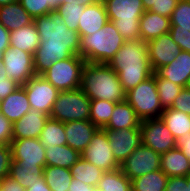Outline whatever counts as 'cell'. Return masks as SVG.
<instances>
[{
	"label": "cell",
	"mask_w": 190,
	"mask_h": 191,
	"mask_svg": "<svg viewBox=\"0 0 190 191\" xmlns=\"http://www.w3.org/2000/svg\"><path fill=\"white\" fill-rule=\"evenodd\" d=\"M40 44L33 55L36 75H42L53 63L80 54L79 33L69 30L55 13L34 18Z\"/></svg>",
	"instance_id": "1"
},
{
	"label": "cell",
	"mask_w": 190,
	"mask_h": 191,
	"mask_svg": "<svg viewBox=\"0 0 190 191\" xmlns=\"http://www.w3.org/2000/svg\"><path fill=\"white\" fill-rule=\"evenodd\" d=\"M108 65L117 73L125 92L154 74L149 60L148 45L141 39L125 41Z\"/></svg>",
	"instance_id": "2"
},
{
	"label": "cell",
	"mask_w": 190,
	"mask_h": 191,
	"mask_svg": "<svg viewBox=\"0 0 190 191\" xmlns=\"http://www.w3.org/2000/svg\"><path fill=\"white\" fill-rule=\"evenodd\" d=\"M80 89L91 100H108L115 103L126 100V92L118 75L108 64L86 62Z\"/></svg>",
	"instance_id": "3"
},
{
	"label": "cell",
	"mask_w": 190,
	"mask_h": 191,
	"mask_svg": "<svg viewBox=\"0 0 190 191\" xmlns=\"http://www.w3.org/2000/svg\"><path fill=\"white\" fill-rule=\"evenodd\" d=\"M80 56L89 63L108 64L125 42L112 21L92 35L81 36Z\"/></svg>",
	"instance_id": "4"
},
{
	"label": "cell",
	"mask_w": 190,
	"mask_h": 191,
	"mask_svg": "<svg viewBox=\"0 0 190 191\" xmlns=\"http://www.w3.org/2000/svg\"><path fill=\"white\" fill-rule=\"evenodd\" d=\"M108 20L115 24L125 41L140 39V18L145 12L142 0H103Z\"/></svg>",
	"instance_id": "5"
},
{
	"label": "cell",
	"mask_w": 190,
	"mask_h": 191,
	"mask_svg": "<svg viewBox=\"0 0 190 191\" xmlns=\"http://www.w3.org/2000/svg\"><path fill=\"white\" fill-rule=\"evenodd\" d=\"M91 99L80 89L59 91L50 118L66 123L89 120Z\"/></svg>",
	"instance_id": "6"
},
{
	"label": "cell",
	"mask_w": 190,
	"mask_h": 191,
	"mask_svg": "<svg viewBox=\"0 0 190 191\" xmlns=\"http://www.w3.org/2000/svg\"><path fill=\"white\" fill-rule=\"evenodd\" d=\"M126 101L141 121L160 118L164 110L160 104L154 74L126 92Z\"/></svg>",
	"instance_id": "7"
},
{
	"label": "cell",
	"mask_w": 190,
	"mask_h": 191,
	"mask_svg": "<svg viewBox=\"0 0 190 191\" xmlns=\"http://www.w3.org/2000/svg\"><path fill=\"white\" fill-rule=\"evenodd\" d=\"M86 61L80 55L56 61L41 76L59 91L80 88L83 67Z\"/></svg>",
	"instance_id": "8"
},
{
	"label": "cell",
	"mask_w": 190,
	"mask_h": 191,
	"mask_svg": "<svg viewBox=\"0 0 190 191\" xmlns=\"http://www.w3.org/2000/svg\"><path fill=\"white\" fill-rule=\"evenodd\" d=\"M83 159L94 164L99 169L109 172L120 168L114 158L109 139L104 129L98 128L85 150L80 153Z\"/></svg>",
	"instance_id": "9"
},
{
	"label": "cell",
	"mask_w": 190,
	"mask_h": 191,
	"mask_svg": "<svg viewBox=\"0 0 190 191\" xmlns=\"http://www.w3.org/2000/svg\"><path fill=\"white\" fill-rule=\"evenodd\" d=\"M142 144L158 154L177 147V141L161 118L141 121Z\"/></svg>",
	"instance_id": "10"
},
{
	"label": "cell",
	"mask_w": 190,
	"mask_h": 191,
	"mask_svg": "<svg viewBox=\"0 0 190 191\" xmlns=\"http://www.w3.org/2000/svg\"><path fill=\"white\" fill-rule=\"evenodd\" d=\"M160 159V154L142 144L120 164V169L132 180L147 173L160 170Z\"/></svg>",
	"instance_id": "11"
},
{
	"label": "cell",
	"mask_w": 190,
	"mask_h": 191,
	"mask_svg": "<svg viewBox=\"0 0 190 191\" xmlns=\"http://www.w3.org/2000/svg\"><path fill=\"white\" fill-rule=\"evenodd\" d=\"M31 109L43 111L50 116L59 90L41 75L31 77L24 85Z\"/></svg>",
	"instance_id": "12"
},
{
	"label": "cell",
	"mask_w": 190,
	"mask_h": 191,
	"mask_svg": "<svg viewBox=\"0 0 190 191\" xmlns=\"http://www.w3.org/2000/svg\"><path fill=\"white\" fill-rule=\"evenodd\" d=\"M2 59L7 76L21 86L36 75L33 55L26 51L9 47L3 53Z\"/></svg>",
	"instance_id": "13"
},
{
	"label": "cell",
	"mask_w": 190,
	"mask_h": 191,
	"mask_svg": "<svg viewBox=\"0 0 190 191\" xmlns=\"http://www.w3.org/2000/svg\"><path fill=\"white\" fill-rule=\"evenodd\" d=\"M109 139L114 158L121 164L138 147L142 145L140 128H124L119 130L104 129Z\"/></svg>",
	"instance_id": "14"
},
{
	"label": "cell",
	"mask_w": 190,
	"mask_h": 191,
	"mask_svg": "<svg viewBox=\"0 0 190 191\" xmlns=\"http://www.w3.org/2000/svg\"><path fill=\"white\" fill-rule=\"evenodd\" d=\"M12 160L22 167L46 166V148L38 138L12 139Z\"/></svg>",
	"instance_id": "15"
},
{
	"label": "cell",
	"mask_w": 190,
	"mask_h": 191,
	"mask_svg": "<svg viewBox=\"0 0 190 191\" xmlns=\"http://www.w3.org/2000/svg\"><path fill=\"white\" fill-rule=\"evenodd\" d=\"M147 45L150 64L154 72L158 68L173 62L177 54L182 51L179 45L172 40L169 33L148 41Z\"/></svg>",
	"instance_id": "16"
},
{
	"label": "cell",
	"mask_w": 190,
	"mask_h": 191,
	"mask_svg": "<svg viewBox=\"0 0 190 191\" xmlns=\"http://www.w3.org/2000/svg\"><path fill=\"white\" fill-rule=\"evenodd\" d=\"M49 117L43 111L30 109L19 120L13 123V139L39 138Z\"/></svg>",
	"instance_id": "17"
},
{
	"label": "cell",
	"mask_w": 190,
	"mask_h": 191,
	"mask_svg": "<svg viewBox=\"0 0 190 191\" xmlns=\"http://www.w3.org/2000/svg\"><path fill=\"white\" fill-rule=\"evenodd\" d=\"M98 127L90 120H78L64 123L66 144L82 153L90 143Z\"/></svg>",
	"instance_id": "18"
},
{
	"label": "cell",
	"mask_w": 190,
	"mask_h": 191,
	"mask_svg": "<svg viewBox=\"0 0 190 191\" xmlns=\"http://www.w3.org/2000/svg\"><path fill=\"white\" fill-rule=\"evenodd\" d=\"M155 78H164L185 88L190 77V53L181 51L170 64L158 68Z\"/></svg>",
	"instance_id": "19"
},
{
	"label": "cell",
	"mask_w": 190,
	"mask_h": 191,
	"mask_svg": "<svg viewBox=\"0 0 190 191\" xmlns=\"http://www.w3.org/2000/svg\"><path fill=\"white\" fill-rule=\"evenodd\" d=\"M108 21L105 4L103 0H98L92 5L85 6L78 23V33L80 37L92 35L102 29Z\"/></svg>",
	"instance_id": "20"
},
{
	"label": "cell",
	"mask_w": 190,
	"mask_h": 191,
	"mask_svg": "<svg viewBox=\"0 0 190 191\" xmlns=\"http://www.w3.org/2000/svg\"><path fill=\"white\" fill-rule=\"evenodd\" d=\"M30 109L31 106L23 86H20L12 94L0 101L1 114L12 123L19 120Z\"/></svg>",
	"instance_id": "21"
},
{
	"label": "cell",
	"mask_w": 190,
	"mask_h": 191,
	"mask_svg": "<svg viewBox=\"0 0 190 191\" xmlns=\"http://www.w3.org/2000/svg\"><path fill=\"white\" fill-rule=\"evenodd\" d=\"M170 28V18L145 11L140 18V39L147 43L162 34L169 33Z\"/></svg>",
	"instance_id": "22"
},
{
	"label": "cell",
	"mask_w": 190,
	"mask_h": 191,
	"mask_svg": "<svg viewBox=\"0 0 190 191\" xmlns=\"http://www.w3.org/2000/svg\"><path fill=\"white\" fill-rule=\"evenodd\" d=\"M33 20L19 1L0 6V23L9 32L25 27L31 24Z\"/></svg>",
	"instance_id": "23"
},
{
	"label": "cell",
	"mask_w": 190,
	"mask_h": 191,
	"mask_svg": "<svg viewBox=\"0 0 190 191\" xmlns=\"http://www.w3.org/2000/svg\"><path fill=\"white\" fill-rule=\"evenodd\" d=\"M141 120L133 107L126 101L115 104L113 113L103 129L119 130L124 128H140Z\"/></svg>",
	"instance_id": "24"
},
{
	"label": "cell",
	"mask_w": 190,
	"mask_h": 191,
	"mask_svg": "<svg viewBox=\"0 0 190 191\" xmlns=\"http://www.w3.org/2000/svg\"><path fill=\"white\" fill-rule=\"evenodd\" d=\"M160 169L168 176H188L190 172V160L178 148L161 154Z\"/></svg>",
	"instance_id": "25"
},
{
	"label": "cell",
	"mask_w": 190,
	"mask_h": 191,
	"mask_svg": "<svg viewBox=\"0 0 190 191\" xmlns=\"http://www.w3.org/2000/svg\"><path fill=\"white\" fill-rule=\"evenodd\" d=\"M40 42V36L34 21L18 30L10 31V47L18 48L34 55Z\"/></svg>",
	"instance_id": "26"
},
{
	"label": "cell",
	"mask_w": 190,
	"mask_h": 191,
	"mask_svg": "<svg viewBox=\"0 0 190 191\" xmlns=\"http://www.w3.org/2000/svg\"><path fill=\"white\" fill-rule=\"evenodd\" d=\"M46 166H58L70 169L81 157V154L66 145L46 146Z\"/></svg>",
	"instance_id": "27"
},
{
	"label": "cell",
	"mask_w": 190,
	"mask_h": 191,
	"mask_svg": "<svg viewBox=\"0 0 190 191\" xmlns=\"http://www.w3.org/2000/svg\"><path fill=\"white\" fill-rule=\"evenodd\" d=\"M160 118L176 141L190 134V115L172 108L163 110Z\"/></svg>",
	"instance_id": "28"
},
{
	"label": "cell",
	"mask_w": 190,
	"mask_h": 191,
	"mask_svg": "<svg viewBox=\"0 0 190 191\" xmlns=\"http://www.w3.org/2000/svg\"><path fill=\"white\" fill-rule=\"evenodd\" d=\"M72 178L80 180L85 184L97 187L99 180L105 171L99 169L94 164L80 157L78 161L70 168Z\"/></svg>",
	"instance_id": "29"
},
{
	"label": "cell",
	"mask_w": 190,
	"mask_h": 191,
	"mask_svg": "<svg viewBox=\"0 0 190 191\" xmlns=\"http://www.w3.org/2000/svg\"><path fill=\"white\" fill-rule=\"evenodd\" d=\"M43 177L52 191H68L73 179L70 169L58 166H45Z\"/></svg>",
	"instance_id": "30"
},
{
	"label": "cell",
	"mask_w": 190,
	"mask_h": 191,
	"mask_svg": "<svg viewBox=\"0 0 190 191\" xmlns=\"http://www.w3.org/2000/svg\"><path fill=\"white\" fill-rule=\"evenodd\" d=\"M168 176L160 169L134 178L132 191H165Z\"/></svg>",
	"instance_id": "31"
},
{
	"label": "cell",
	"mask_w": 190,
	"mask_h": 191,
	"mask_svg": "<svg viewBox=\"0 0 190 191\" xmlns=\"http://www.w3.org/2000/svg\"><path fill=\"white\" fill-rule=\"evenodd\" d=\"M44 168L41 166L22 167L17 161H11L9 176L25 189L30 188L34 182L43 176Z\"/></svg>",
	"instance_id": "32"
},
{
	"label": "cell",
	"mask_w": 190,
	"mask_h": 191,
	"mask_svg": "<svg viewBox=\"0 0 190 191\" xmlns=\"http://www.w3.org/2000/svg\"><path fill=\"white\" fill-rule=\"evenodd\" d=\"M38 139L45 148L51 145H66L64 123L49 117Z\"/></svg>",
	"instance_id": "33"
},
{
	"label": "cell",
	"mask_w": 190,
	"mask_h": 191,
	"mask_svg": "<svg viewBox=\"0 0 190 191\" xmlns=\"http://www.w3.org/2000/svg\"><path fill=\"white\" fill-rule=\"evenodd\" d=\"M96 188L102 191H132V182L118 168L114 171L105 172Z\"/></svg>",
	"instance_id": "34"
},
{
	"label": "cell",
	"mask_w": 190,
	"mask_h": 191,
	"mask_svg": "<svg viewBox=\"0 0 190 191\" xmlns=\"http://www.w3.org/2000/svg\"><path fill=\"white\" fill-rule=\"evenodd\" d=\"M115 104V102L108 100H91L89 120L98 128H105L113 113Z\"/></svg>",
	"instance_id": "35"
},
{
	"label": "cell",
	"mask_w": 190,
	"mask_h": 191,
	"mask_svg": "<svg viewBox=\"0 0 190 191\" xmlns=\"http://www.w3.org/2000/svg\"><path fill=\"white\" fill-rule=\"evenodd\" d=\"M85 6L70 3H61L55 10V14L64 20L69 30L78 32L79 20L84 12Z\"/></svg>",
	"instance_id": "36"
},
{
	"label": "cell",
	"mask_w": 190,
	"mask_h": 191,
	"mask_svg": "<svg viewBox=\"0 0 190 191\" xmlns=\"http://www.w3.org/2000/svg\"><path fill=\"white\" fill-rule=\"evenodd\" d=\"M155 82L161 106L170 108L183 87L164 78H155Z\"/></svg>",
	"instance_id": "37"
},
{
	"label": "cell",
	"mask_w": 190,
	"mask_h": 191,
	"mask_svg": "<svg viewBox=\"0 0 190 191\" xmlns=\"http://www.w3.org/2000/svg\"><path fill=\"white\" fill-rule=\"evenodd\" d=\"M170 30H185L190 32V3L179 0L170 18Z\"/></svg>",
	"instance_id": "38"
},
{
	"label": "cell",
	"mask_w": 190,
	"mask_h": 191,
	"mask_svg": "<svg viewBox=\"0 0 190 191\" xmlns=\"http://www.w3.org/2000/svg\"><path fill=\"white\" fill-rule=\"evenodd\" d=\"M19 2L33 19L55 13L49 6V0H19Z\"/></svg>",
	"instance_id": "39"
},
{
	"label": "cell",
	"mask_w": 190,
	"mask_h": 191,
	"mask_svg": "<svg viewBox=\"0 0 190 191\" xmlns=\"http://www.w3.org/2000/svg\"><path fill=\"white\" fill-rule=\"evenodd\" d=\"M179 0H155L150 12L171 18Z\"/></svg>",
	"instance_id": "40"
},
{
	"label": "cell",
	"mask_w": 190,
	"mask_h": 191,
	"mask_svg": "<svg viewBox=\"0 0 190 191\" xmlns=\"http://www.w3.org/2000/svg\"><path fill=\"white\" fill-rule=\"evenodd\" d=\"M12 161V150L10 145L0 147V178L9 176Z\"/></svg>",
	"instance_id": "41"
},
{
	"label": "cell",
	"mask_w": 190,
	"mask_h": 191,
	"mask_svg": "<svg viewBox=\"0 0 190 191\" xmlns=\"http://www.w3.org/2000/svg\"><path fill=\"white\" fill-rule=\"evenodd\" d=\"M170 108L190 115V90L183 88Z\"/></svg>",
	"instance_id": "42"
},
{
	"label": "cell",
	"mask_w": 190,
	"mask_h": 191,
	"mask_svg": "<svg viewBox=\"0 0 190 191\" xmlns=\"http://www.w3.org/2000/svg\"><path fill=\"white\" fill-rule=\"evenodd\" d=\"M172 40L179 45L181 50L190 53V32L185 30H170Z\"/></svg>",
	"instance_id": "43"
},
{
	"label": "cell",
	"mask_w": 190,
	"mask_h": 191,
	"mask_svg": "<svg viewBox=\"0 0 190 191\" xmlns=\"http://www.w3.org/2000/svg\"><path fill=\"white\" fill-rule=\"evenodd\" d=\"M13 123L4 115L0 114V141L4 145H10L13 139L12 135Z\"/></svg>",
	"instance_id": "44"
},
{
	"label": "cell",
	"mask_w": 190,
	"mask_h": 191,
	"mask_svg": "<svg viewBox=\"0 0 190 191\" xmlns=\"http://www.w3.org/2000/svg\"><path fill=\"white\" fill-rule=\"evenodd\" d=\"M165 191H189L187 176L169 177Z\"/></svg>",
	"instance_id": "45"
},
{
	"label": "cell",
	"mask_w": 190,
	"mask_h": 191,
	"mask_svg": "<svg viewBox=\"0 0 190 191\" xmlns=\"http://www.w3.org/2000/svg\"><path fill=\"white\" fill-rule=\"evenodd\" d=\"M20 86V84L10 78L6 81H0V101L4 100L9 94H12Z\"/></svg>",
	"instance_id": "46"
},
{
	"label": "cell",
	"mask_w": 190,
	"mask_h": 191,
	"mask_svg": "<svg viewBox=\"0 0 190 191\" xmlns=\"http://www.w3.org/2000/svg\"><path fill=\"white\" fill-rule=\"evenodd\" d=\"M0 191H26V189L10 176H6L1 179Z\"/></svg>",
	"instance_id": "47"
},
{
	"label": "cell",
	"mask_w": 190,
	"mask_h": 191,
	"mask_svg": "<svg viewBox=\"0 0 190 191\" xmlns=\"http://www.w3.org/2000/svg\"><path fill=\"white\" fill-rule=\"evenodd\" d=\"M10 47V32L0 23V53Z\"/></svg>",
	"instance_id": "48"
},
{
	"label": "cell",
	"mask_w": 190,
	"mask_h": 191,
	"mask_svg": "<svg viewBox=\"0 0 190 191\" xmlns=\"http://www.w3.org/2000/svg\"><path fill=\"white\" fill-rule=\"evenodd\" d=\"M96 187L90 186L80 180L72 179L68 191H95Z\"/></svg>",
	"instance_id": "49"
},
{
	"label": "cell",
	"mask_w": 190,
	"mask_h": 191,
	"mask_svg": "<svg viewBox=\"0 0 190 191\" xmlns=\"http://www.w3.org/2000/svg\"><path fill=\"white\" fill-rule=\"evenodd\" d=\"M177 147L190 160V134L178 140Z\"/></svg>",
	"instance_id": "50"
},
{
	"label": "cell",
	"mask_w": 190,
	"mask_h": 191,
	"mask_svg": "<svg viewBox=\"0 0 190 191\" xmlns=\"http://www.w3.org/2000/svg\"><path fill=\"white\" fill-rule=\"evenodd\" d=\"M26 191H52L45 183L44 177L38 179V181L34 182L33 185H30V188L26 189Z\"/></svg>",
	"instance_id": "51"
},
{
	"label": "cell",
	"mask_w": 190,
	"mask_h": 191,
	"mask_svg": "<svg viewBox=\"0 0 190 191\" xmlns=\"http://www.w3.org/2000/svg\"><path fill=\"white\" fill-rule=\"evenodd\" d=\"M96 1H98V0H67L64 3L88 6V5L94 4Z\"/></svg>",
	"instance_id": "52"
},
{
	"label": "cell",
	"mask_w": 190,
	"mask_h": 191,
	"mask_svg": "<svg viewBox=\"0 0 190 191\" xmlns=\"http://www.w3.org/2000/svg\"><path fill=\"white\" fill-rule=\"evenodd\" d=\"M2 58H3V53H0V81H6L9 77L7 76V73L4 69Z\"/></svg>",
	"instance_id": "53"
},
{
	"label": "cell",
	"mask_w": 190,
	"mask_h": 191,
	"mask_svg": "<svg viewBox=\"0 0 190 191\" xmlns=\"http://www.w3.org/2000/svg\"><path fill=\"white\" fill-rule=\"evenodd\" d=\"M67 0H49V6L55 11L61 3Z\"/></svg>",
	"instance_id": "54"
},
{
	"label": "cell",
	"mask_w": 190,
	"mask_h": 191,
	"mask_svg": "<svg viewBox=\"0 0 190 191\" xmlns=\"http://www.w3.org/2000/svg\"><path fill=\"white\" fill-rule=\"evenodd\" d=\"M154 2L155 0H142L145 11H149L153 7Z\"/></svg>",
	"instance_id": "55"
},
{
	"label": "cell",
	"mask_w": 190,
	"mask_h": 191,
	"mask_svg": "<svg viewBox=\"0 0 190 191\" xmlns=\"http://www.w3.org/2000/svg\"><path fill=\"white\" fill-rule=\"evenodd\" d=\"M16 0H0V6L15 2Z\"/></svg>",
	"instance_id": "56"
},
{
	"label": "cell",
	"mask_w": 190,
	"mask_h": 191,
	"mask_svg": "<svg viewBox=\"0 0 190 191\" xmlns=\"http://www.w3.org/2000/svg\"><path fill=\"white\" fill-rule=\"evenodd\" d=\"M185 88H187V89L190 90V77H189V79H188V81H187V84H186Z\"/></svg>",
	"instance_id": "57"
},
{
	"label": "cell",
	"mask_w": 190,
	"mask_h": 191,
	"mask_svg": "<svg viewBox=\"0 0 190 191\" xmlns=\"http://www.w3.org/2000/svg\"><path fill=\"white\" fill-rule=\"evenodd\" d=\"M187 186L189 187V191H190V176H187Z\"/></svg>",
	"instance_id": "58"
}]
</instances>
